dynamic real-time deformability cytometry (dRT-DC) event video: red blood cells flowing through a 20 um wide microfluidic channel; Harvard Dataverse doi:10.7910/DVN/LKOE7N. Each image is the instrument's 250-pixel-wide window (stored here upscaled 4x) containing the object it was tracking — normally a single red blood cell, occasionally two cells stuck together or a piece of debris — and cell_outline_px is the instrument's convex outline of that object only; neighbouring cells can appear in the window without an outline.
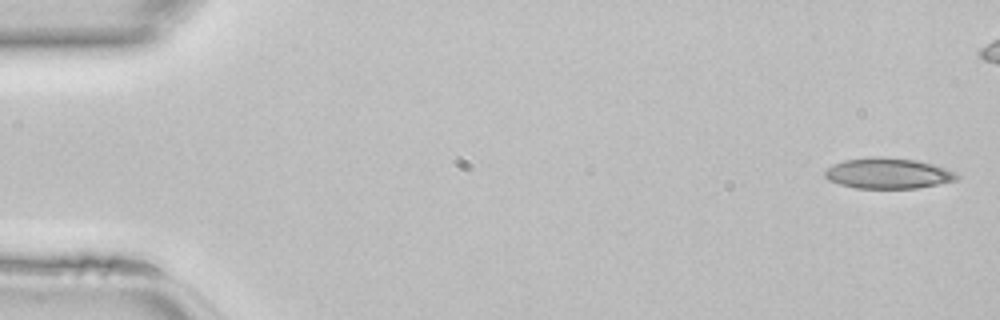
{"species": "common noctule bat (a hibernating species)", "species_latin": "Nyctalus noctula", "temperature_condition": "room temperature", "stored_images_in_passage": 40, "camera_frame_rate_fps": 3000, "um_per_image_px": 0.085, "animal": {"sex": "female", "body_mass_g": 22.7, "forearm_length_mm": 54.2}, "frame": {"image": 1, "passage_image": 1, "time_ms": 0.0, "image_size_px": [1000, 320], "cell_outline_px": [[960, 176], [956, 180], [916, 188], [856, 188], [840, 184], [828, 180], [824, 176], [824, 172], [832, 164], [844, 160], [872, 156], [880, 156], [916, 160], [932, 164], [956, 172]], "centroid_in_image_um": [75.45, 14.72], "position_along_channel_um": 9.6, "area_um2": 23.52}}
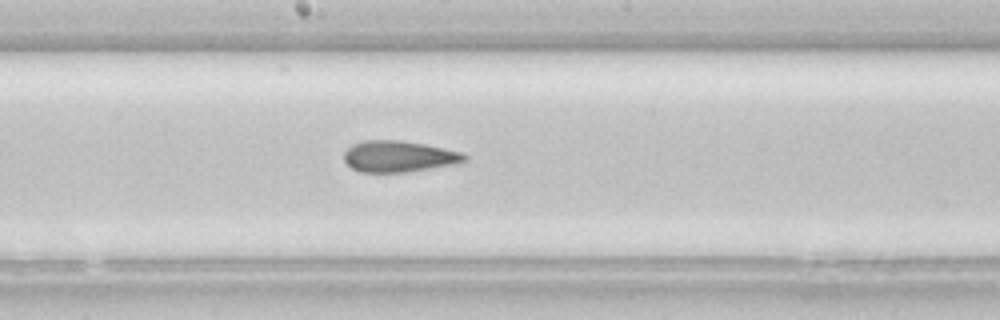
{"frame": {"image": 2, "passage_image": 24, "time_ms": 7.667, "image_size_px": [1000, 320], "cell_outline_px": [[468, 160], [460, 164], [404, 172], [360, 172], [352, 168], [344, 160], [344, 152], [352, 144], [364, 140], [400, 140], [424, 144], [464, 152], [468, 156]], "centroid_in_image_um": [33.95, 13.29], "position_along_channel_um": 214.2, "area_um2": 22.2}}
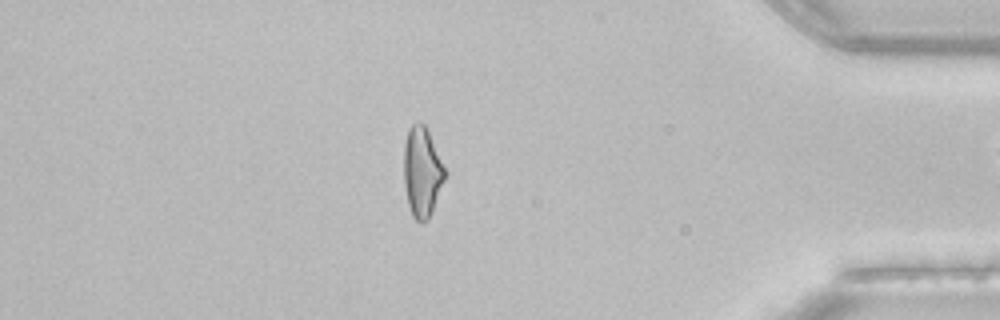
{"frame": {"image": 3, "passage_image": 39, "time_ms": 12.667, "image_size_px": [1000, 320], "cell_outline_px": [[448, 172], [432, 212], [428, 220], [420, 224], [412, 216], [408, 204], [404, 184], [404, 144], [408, 128], [412, 124], [420, 120], [424, 124]], "centroid_in_image_um": [35.88, 14.63], "position_along_channel_um": 399.3, "area_um2": 21.85}}